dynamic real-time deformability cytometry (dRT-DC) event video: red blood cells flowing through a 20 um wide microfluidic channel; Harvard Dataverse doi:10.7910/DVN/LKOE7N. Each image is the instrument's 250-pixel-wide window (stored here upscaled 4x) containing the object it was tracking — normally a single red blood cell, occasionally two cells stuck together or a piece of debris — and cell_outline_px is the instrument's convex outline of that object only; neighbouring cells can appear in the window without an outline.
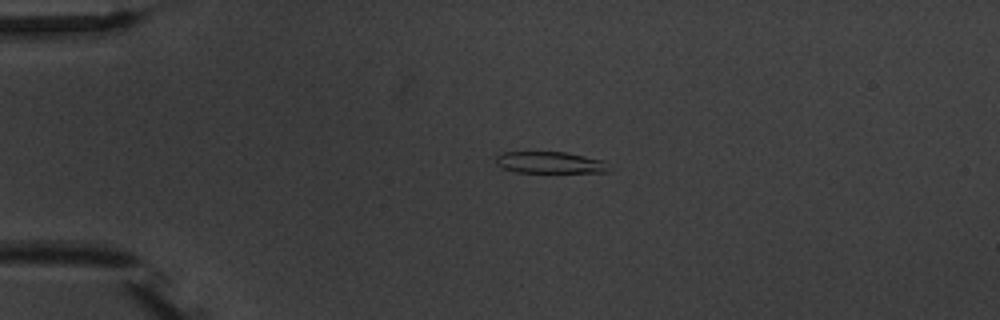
{"species": "common noctule bat (a hibernating species)", "species_latin": "Nyctalus noctula", "temperature_condition": "warm", "stored_images_in_passage": 3, "camera_frame_rate_fps": 3000, "um_per_image_px": 0.085, "animal": {"sex": "male", "body_mass_g": 20.1, "forearm_length_mm": 53.5}, "frame": {"image": 1, "passage_image": 2, "time_ms": 1.0, "image_size_px": [1000, 320], "cell_outline_px": [[608, 172], [516, 172], [504, 168], [496, 164], [496, 156], [500, 152], [564, 152], [604, 160]], "centroid_in_image_um": [46.69, 13.81], "position_along_channel_um": 38.3, "area_um2": 14.05}}